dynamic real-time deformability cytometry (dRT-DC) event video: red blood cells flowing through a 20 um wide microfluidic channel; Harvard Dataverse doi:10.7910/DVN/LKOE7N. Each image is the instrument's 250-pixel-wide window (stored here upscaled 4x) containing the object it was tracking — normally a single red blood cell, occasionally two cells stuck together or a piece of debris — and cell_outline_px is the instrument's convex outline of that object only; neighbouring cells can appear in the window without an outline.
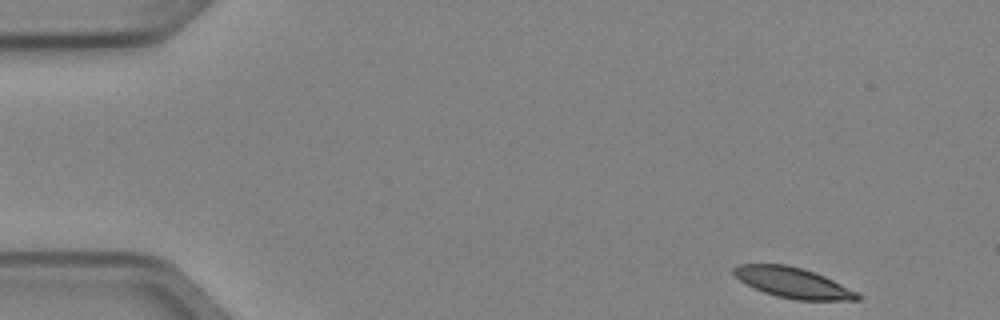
{"species": "Egyptian fruit bat (a non-hibernating species)", "species_latin": "Rousettus aegyptiacus", "temperature_condition": "cold", "stored_images_in_passage": 3, "segment_of_instrument_passage": [2, 2], "camera_frame_rate_fps": 3000, "um_per_image_px": 0.085, "animal": {"sex": "female"}, "frame": {"image": 1, "passage_image": 3, "time_ms": 0.667, "image_size_px": [1000, 320], "cell_outline_px": [[860, 300], [796, 300], [776, 296], [764, 292], [740, 280], [732, 272], [732, 268], [740, 264], [784, 264], [800, 268], [824, 276], [856, 292], [860, 296]], "centroid_in_image_um": [67.37, 24.03], "position_along_channel_um": 17.6, "area_um2": 21.44}}